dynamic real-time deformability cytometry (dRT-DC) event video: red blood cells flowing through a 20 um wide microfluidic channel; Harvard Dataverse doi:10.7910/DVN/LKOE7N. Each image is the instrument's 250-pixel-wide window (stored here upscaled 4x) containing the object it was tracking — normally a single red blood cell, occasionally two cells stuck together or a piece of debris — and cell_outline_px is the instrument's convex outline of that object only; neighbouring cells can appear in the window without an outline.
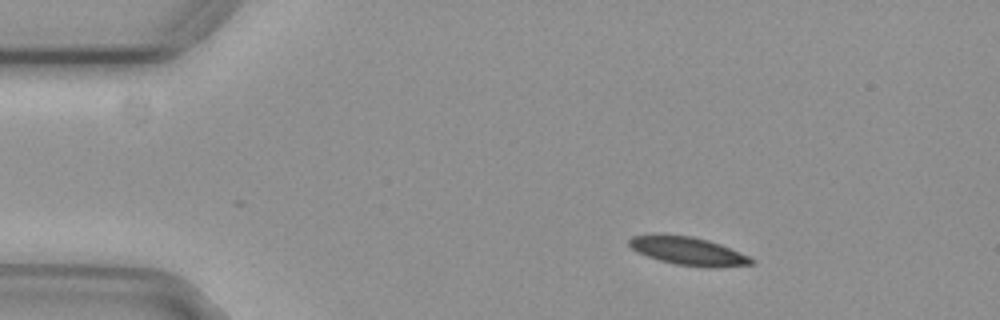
{"species": "common noctule bat (a hibernating species)", "species_latin": "Nyctalus noctula", "temperature_condition": "cold", "stored_images_in_passage": 48, "camera_frame_rate_fps": 3000, "um_per_image_px": 0.085, "animal": {"sex": "female", "body_mass_g": 29.2, "forearm_length_mm": 56.3}, "frame": {"image": 1, "passage_image": 1, "time_ms": 0.0, "image_size_px": [1000, 320], "cell_outline_px": [[756, 264], [720, 268], [708, 268], [676, 264], [660, 260], [636, 252], [628, 244], [628, 240], [632, 236], [656, 232], [692, 236], [708, 240], [720, 244], [748, 256], [756, 260]], "centroid_in_image_um": [58.48, 21.32], "position_along_channel_um": 26.5, "area_um2": 20.63}}
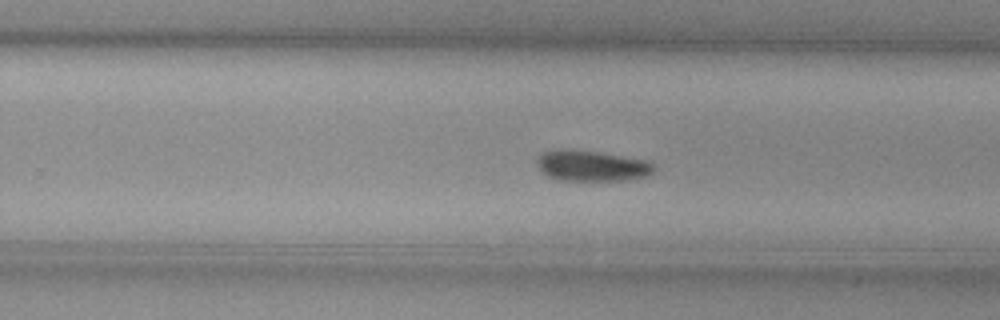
{"frame": {"image": 2, "passage_image": 27, "time_ms": 8.667, "image_size_px": [1000, 320], "cell_outline_px": [[656, 168], [648, 176], [628, 180], [560, 180], [548, 176], [540, 172], [536, 164], [536, 160], [544, 152], [596, 152], [644, 160], [652, 164]], "centroid_in_image_um": [50.33, 14.15], "position_along_channel_um": 279.5, "area_um2": 20.06}}
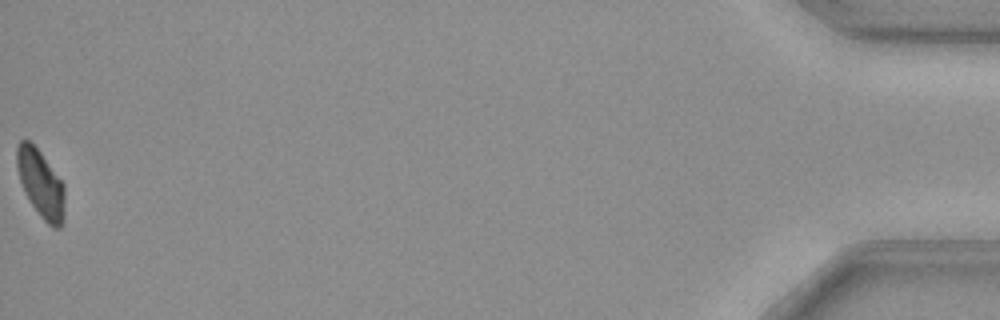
{"frame": {"image": 3, "passage_image": 48, "time_ms": 15.667, "image_size_px": [1000, 320], "cell_outline_px": [[64, 224], [60, 228], [52, 228], [40, 216], [24, 192], [16, 168], [16, 148], [20, 140], [28, 140], [40, 152], [64, 184]], "centroid_in_image_um": [3.46, 15.64], "position_along_channel_um": 431.7, "area_um2": 18.9}, "authors_computed_cell_mechanics": {"area_um2": 20.7502, "velocity_mm_per_s": 3.6982, "shape_relaxation_time_tau1_ms": 3.7642, "shape_relaxation_time_tau2_ms": null, "deformation_change_tau1": 0.1053, "deformation_change_tau2": null}}